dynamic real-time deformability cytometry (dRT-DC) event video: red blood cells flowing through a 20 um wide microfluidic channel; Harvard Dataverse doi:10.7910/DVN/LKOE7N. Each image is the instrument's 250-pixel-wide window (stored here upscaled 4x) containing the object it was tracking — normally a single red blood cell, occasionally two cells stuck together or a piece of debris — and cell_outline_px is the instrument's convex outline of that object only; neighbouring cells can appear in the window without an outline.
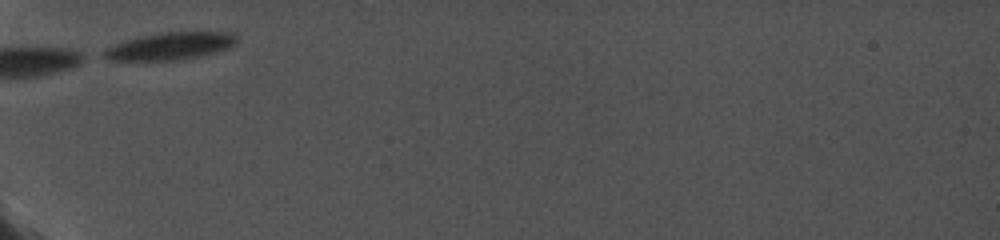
{"species": "common noctule bat (a hibernating species)", "species_latin": "Nyctalus noctula", "temperature_condition": "cold", "stored_images_in_passage": 3, "camera_frame_rate_fps": 5000, "um_per_image_px": 0.085, "animal": {"sex": "female", "body_mass_g": 19.0, "forearm_length_mm": 56.7}, "frame": {"image": 1, "passage_image": 1, "time_ms": 0.0, "image_size_px": [1000, 240], "cell_outline_px": [[240, 40], [236, 44], [228, 48], [216, 52], [200, 56], [176, 60], [108, 60], [100, 56], [100, 52], [124, 40], [140, 36], [160, 32], [232, 32]], "centroid_in_image_um": [14.47, 3.91], "position_along_channel_um": 70.5, "area_um2": 21.33}}